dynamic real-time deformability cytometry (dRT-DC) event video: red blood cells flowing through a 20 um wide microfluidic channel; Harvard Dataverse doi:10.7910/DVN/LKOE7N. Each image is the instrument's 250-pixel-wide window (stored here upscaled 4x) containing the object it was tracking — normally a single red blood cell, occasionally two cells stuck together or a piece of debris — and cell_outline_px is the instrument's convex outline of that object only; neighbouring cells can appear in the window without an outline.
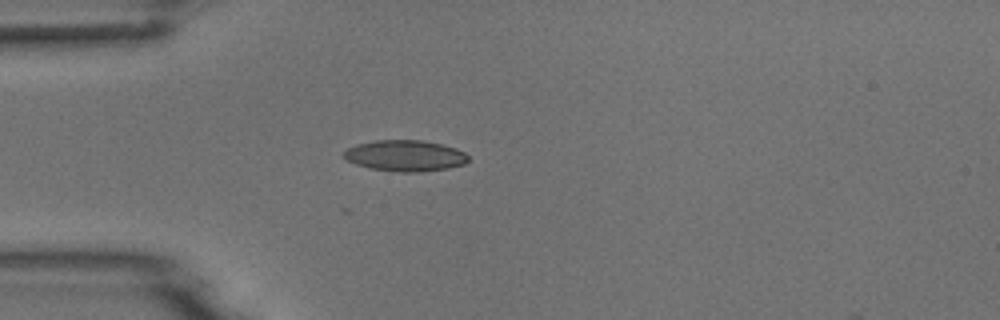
{"species": "common noctule bat (a hibernating species)", "species_latin": "Nyctalus noctula", "temperature_condition": "room temperature", "stored_images_in_passage": 4, "camera_frame_rate_fps": 3000, "um_per_image_px": 0.085, "animal": {"sex": "male", "body_mass_g": 18.8}, "frame": {"image": 1, "passage_image": 3, "time_ms": 0.667, "image_size_px": [1000, 320], "cell_outline_px": [[468, 160], [464, 164], [448, 168], [420, 172], [400, 172], [372, 168], [356, 164], [340, 156], [348, 148], [356, 144], [376, 140], [420, 140], [440, 144], [456, 148], [464, 152], [468, 156]], "centroid_in_image_um": [34.43, 13.23], "position_along_channel_um": 50.6, "area_um2": 22.43}}